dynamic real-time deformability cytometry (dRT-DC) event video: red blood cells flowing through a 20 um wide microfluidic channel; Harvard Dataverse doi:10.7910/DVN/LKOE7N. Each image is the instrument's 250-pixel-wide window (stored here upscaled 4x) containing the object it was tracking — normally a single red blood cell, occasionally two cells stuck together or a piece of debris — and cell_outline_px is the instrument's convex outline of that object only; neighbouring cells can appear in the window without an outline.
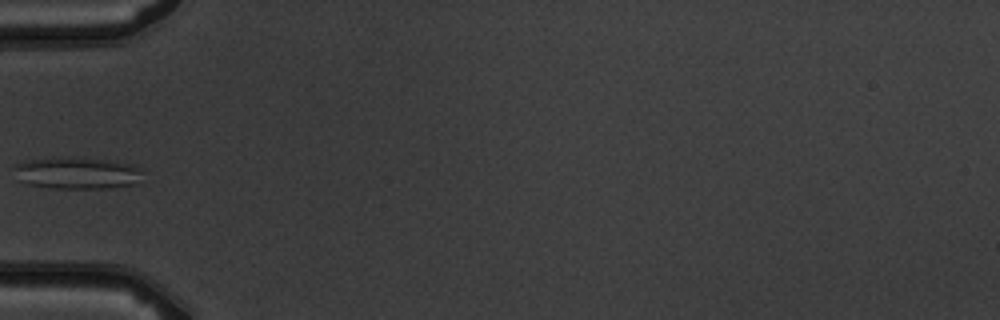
{"species": "common noctule bat (a hibernating species)", "species_latin": "Nyctalus noctula", "temperature_condition": "warm", "stored_images_in_passage": 5, "camera_frame_rate_fps": 3000, "um_per_image_px": 0.085, "animal": {"sex": "male", "body_mass_g": 19.5, "forearm_length_mm": 54.6}, "frame": {"image": 1, "passage_image": 5, "time_ms": 4.667, "image_size_px": [1000, 320], "cell_outline_px": [[144, 168], [136, 184], [104, 188], [52, 188], [28, 184], [16, 180], [12, 168], [16, 164], [24, 160], [52, 156], [64, 156], [116, 160], [132, 164]], "centroid_in_image_um": [6.5, 14.67], "position_along_channel_um": 78.5, "area_um2": 24.74}}